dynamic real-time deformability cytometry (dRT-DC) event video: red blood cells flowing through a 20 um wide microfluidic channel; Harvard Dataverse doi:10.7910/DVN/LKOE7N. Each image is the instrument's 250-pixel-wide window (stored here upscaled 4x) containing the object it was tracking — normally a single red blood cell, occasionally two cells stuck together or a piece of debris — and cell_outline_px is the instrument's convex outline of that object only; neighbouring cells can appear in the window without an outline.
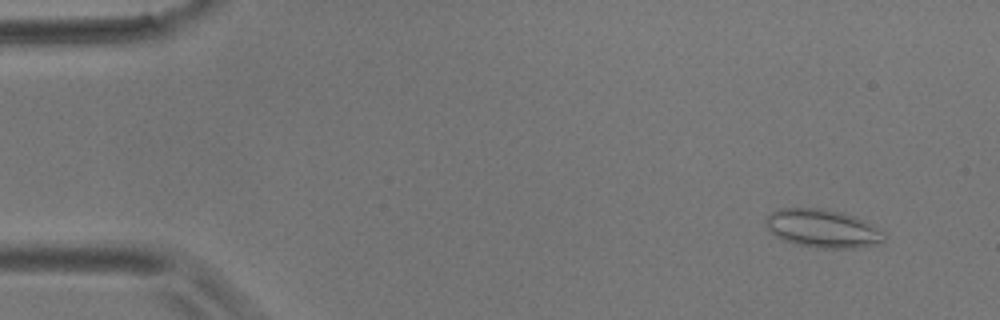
{"species": "common noctule bat (a hibernating species)", "species_latin": "Nyctalus noctula", "temperature_condition": "room temperature", "stored_images_in_passage": 56, "camera_frame_rate_fps": 3000, "um_per_image_px": 0.085, "animal": {"sex": "male", "body_mass_g": 17.9}, "frame": {"image": 1, "passage_image": 5, "time_ms": 1.333, "image_size_px": [1000, 320], "cell_outline_px": [[888, 236], [880, 244], [856, 248], [816, 248], [796, 244], [784, 240], [776, 236], [764, 224], [764, 220], [772, 212], [780, 208], [824, 208], [856, 216], [872, 224], [884, 232]], "centroid_in_image_um": [69.97, 19.42], "position_along_channel_um": 15.0, "area_um2": 26.7}}
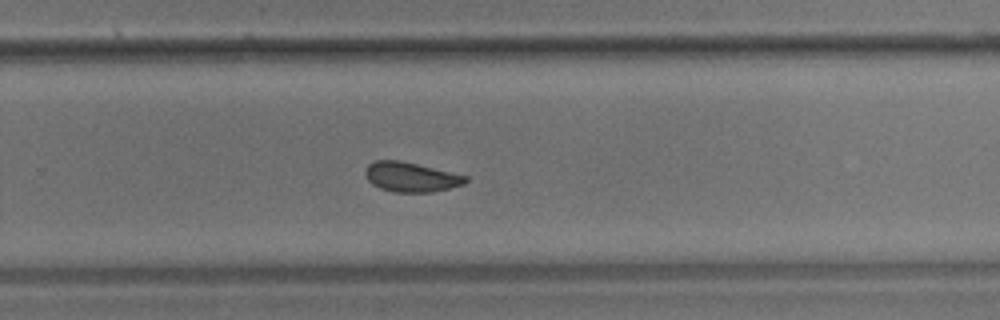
{"frame": {"image": 2, "passage_image": 37, "time_ms": 12.0, "image_size_px": [1000, 320], "cell_outline_px": [[468, 180], [464, 184], [432, 192], [392, 192], [380, 188], [372, 184], [368, 180], [364, 172], [368, 164], [376, 160], [400, 160], [468, 176]], "centroid_in_image_um": [34.91, 15.04], "position_along_channel_um": 294.9, "area_um2": 17.28}}
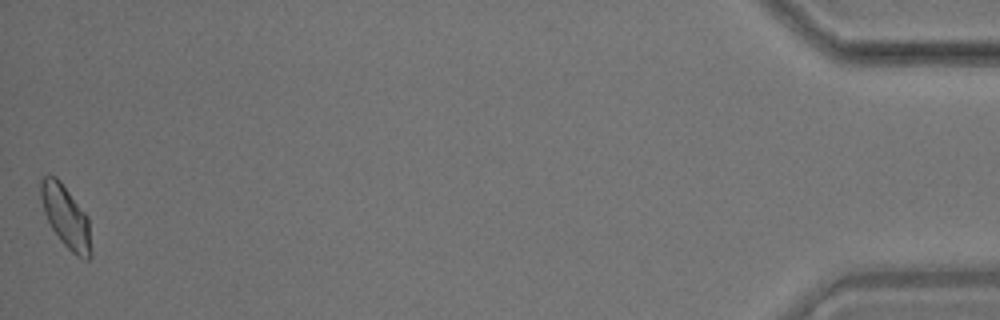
{"frame": {"image": 3, "passage_image": 56, "time_ms": 18.333, "image_size_px": [1000, 320], "cell_outline_px": [[92, 256], [88, 260], [84, 260], [76, 256], [60, 240], [52, 228], [44, 212], [40, 200], [40, 180], [44, 176], [56, 176], [60, 180], [88, 216], [92, 252]], "centroid_in_image_um": [5.61, 18.44], "position_along_channel_um": 429.6, "area_um2": 18.38}, "authors_computed_cell_mechanics": {"area_um2": 18.0336, "velocity_mm_per_s": 3.5938, "shape_relaxation_time_tau1_ms": 8.0521, "shape_relaxation_time_tau2_ms": 1.4894, "deformation_change_tau1": 0.081, "deformation_change_tau2": 0.0524}}